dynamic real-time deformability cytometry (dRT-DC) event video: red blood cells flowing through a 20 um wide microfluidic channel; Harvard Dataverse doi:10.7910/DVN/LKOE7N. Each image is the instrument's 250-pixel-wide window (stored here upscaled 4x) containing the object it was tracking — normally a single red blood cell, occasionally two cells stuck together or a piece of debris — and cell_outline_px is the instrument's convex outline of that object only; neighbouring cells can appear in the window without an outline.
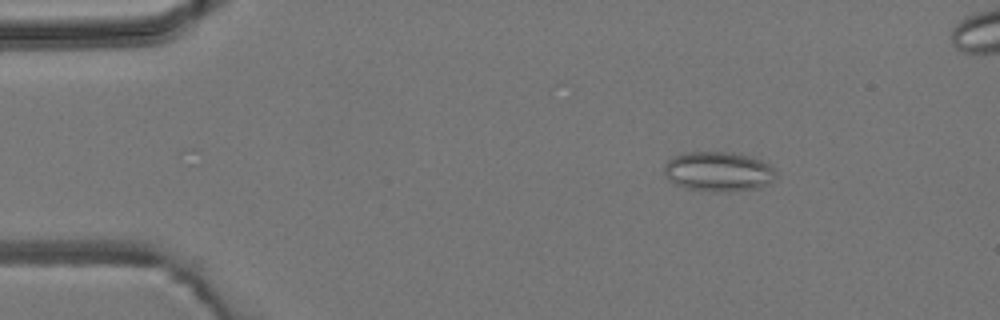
{"species": "common noctule bat (a hibernating species)", "species_latin": "Nyctalus noctula", "temperature_condition": "room temperature", "stored_images_in_passage": 4, "camera_frame_rate_fps": 3000, "um_per_image_px": 0.085, "animal": {"sex": "male", "body_mass_g": 19.2, "forearm_length_mm": 51.8}, "frame": {"image": 1, "passage_image": 1, "time_ms": 0.0, "image_size_px": [1000, 320], "cell_outline_px": [[780, 172], [776, 180], [760, 188], [728, 192], [716, 192], [688, 188], [676, 184], [668, 180], [664, 172], [664, 164], [672, 156], [684, 152], [728, 152], [748, 156], [760, 160], [768, 164]], "centroid_in_image_um": [61.1, 14.59], "position_along_channel_um": 23.9, "area_um2": 26.3}}